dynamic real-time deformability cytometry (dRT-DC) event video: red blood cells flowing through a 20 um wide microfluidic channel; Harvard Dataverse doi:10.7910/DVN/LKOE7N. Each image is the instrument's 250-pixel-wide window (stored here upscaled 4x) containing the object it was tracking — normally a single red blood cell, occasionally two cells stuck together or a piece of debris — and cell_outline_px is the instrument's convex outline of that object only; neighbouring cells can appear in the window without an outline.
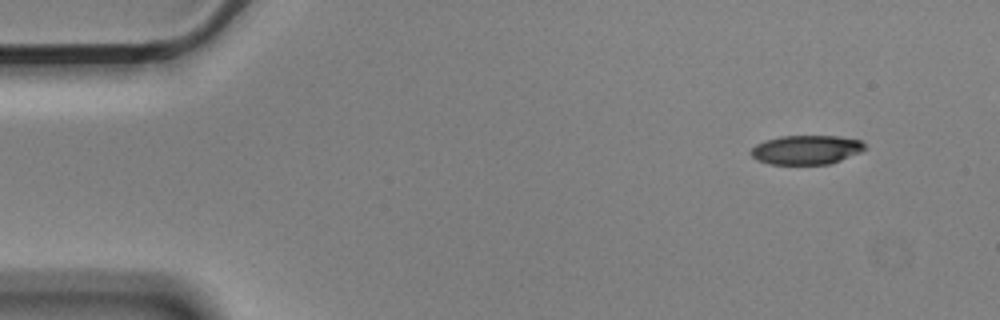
{"species": "Egyptian fruit bat (a non-hibernating species)", "species_latin": "Rousettus aegyptiacus", "temperature_condition": "cold", "stored_images_in_passage": 52, "camera_frame_rate_fps": 3000, "um_per_image_px": 0.085, "animal": {"sex": "male"}, "frame": {"image": 1, "passage_image": 1, "time_ms": 0.0, "image_size_px": [1000, 320], "cell_outline_px": [[868, 148], [860, 152], [840, 160], [828, 164], [768, 164], [756, 160], [748, 152], [756, 144], [764, 140], [780, 136], [840, 136], [860, 140]], "centroid_in_image_um": [68.5, 12.73], "position_along_channel_um": 16.5, "area_um2": 19.48}}
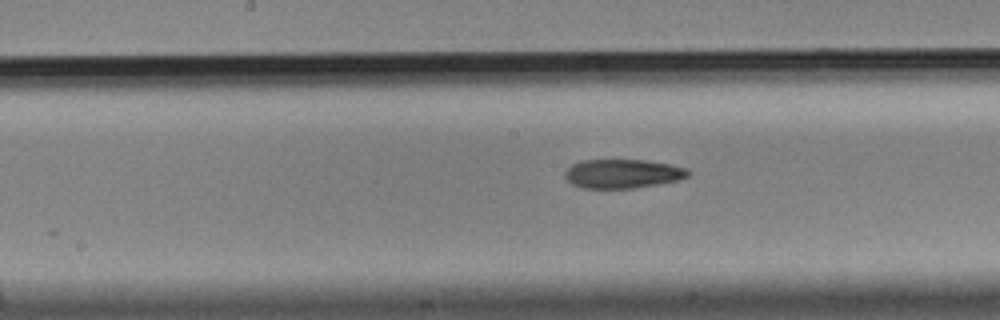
{"frame": {"image": 2, "passage_image": 24, "time_ms": 7.667, "image_size_px": [1000, 320], "cell_outline_px": [[692, 172], [688, 176], [676, 180], [636, 188], [584, 188], [572, 184], [564, 176], [564, 172], [572, 164], [580, 160], [644, 160], [668, 164], [688, 168]], "centroid_in_image_um": [52.91, 14.76], "position_along_channel_um": 195.3, "area_um2": 20.75}}
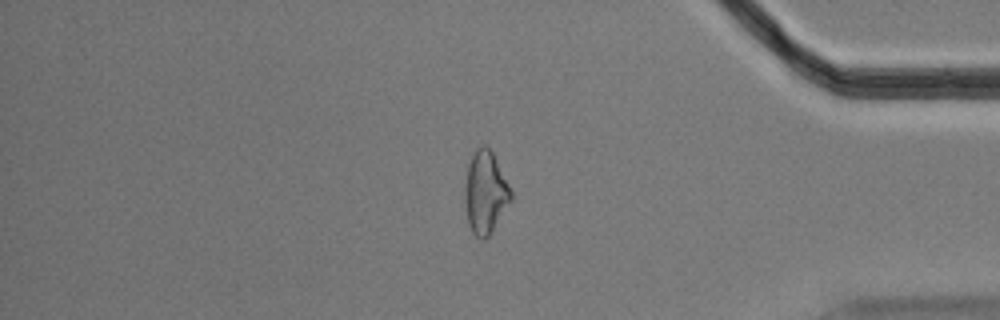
{"frame": {"image": 3, "passage_image": 43, "time_ms": 14.0, "image_size_px": [1000, 320], "cell_outline_px": [[512, 200], [488, 236], [484, 240], [480, 240], [472, 232], [468, 224], [464, 192], [468, 164], [472, 152], [476, 148], [484, 144], [492, 152], [512, 192]], "centroid_in_image_um": [41.24, 16.36], "position_along_channel_um": 394.0, "area_um2": 21.96}, "authors_computed_cell_mechanics": {"area_um2": 21.4727, "velocity_mm_per_s": 3.568, "shape_relaxation_time_tau1_ms": null, "shape_relaxation_time_tau2_ms": 5.6948, "deformation_change_tau1": null, "deformation_change_tau2": 0.1466}}